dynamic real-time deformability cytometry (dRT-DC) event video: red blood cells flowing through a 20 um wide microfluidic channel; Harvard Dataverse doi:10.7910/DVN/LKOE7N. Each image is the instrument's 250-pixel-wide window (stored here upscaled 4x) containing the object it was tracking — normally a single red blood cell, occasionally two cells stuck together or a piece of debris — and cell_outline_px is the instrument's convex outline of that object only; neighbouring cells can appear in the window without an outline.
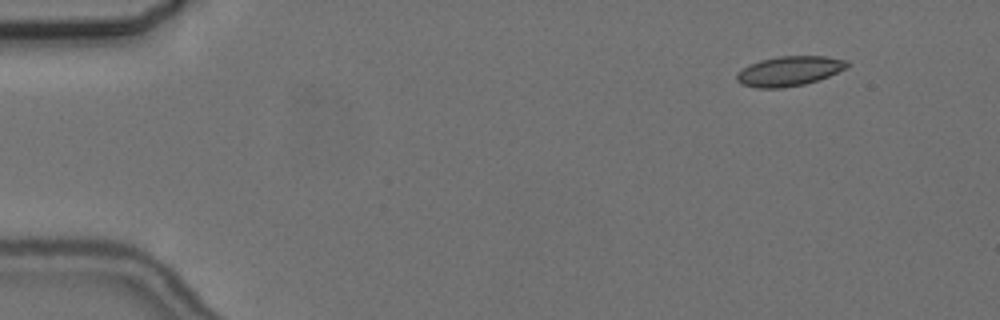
{"species": "common noctule bat (a hibernating species)", "species_latin": "Nyctalus noctula", "temperature_condition": "cold", "stored_images_in_passage": 2, "camera_frame_rate_fps": 3000, "um_per_image_px": 0.085, "animal": {"sex": "female", "body_mass_g": 24.6, "forearm_length_mm": 56.2}, "frame": {"image": 1, "passage_image": 2, "time_ms": 1.333, "image_size_px": [1000, 320], "cell_outline_px": [[848, 68], [828, 76], [804, 84], [784, 88], [756, 88], [740, 84], [736, 80], [736, 76], [748, 64], [760, 60], [780, 56], [828, 56], [848, 60]], "centroid_in_image_um": [67.1, 6.04], "position_along_channel_um": 17.9, "area_um2": 19.19}}